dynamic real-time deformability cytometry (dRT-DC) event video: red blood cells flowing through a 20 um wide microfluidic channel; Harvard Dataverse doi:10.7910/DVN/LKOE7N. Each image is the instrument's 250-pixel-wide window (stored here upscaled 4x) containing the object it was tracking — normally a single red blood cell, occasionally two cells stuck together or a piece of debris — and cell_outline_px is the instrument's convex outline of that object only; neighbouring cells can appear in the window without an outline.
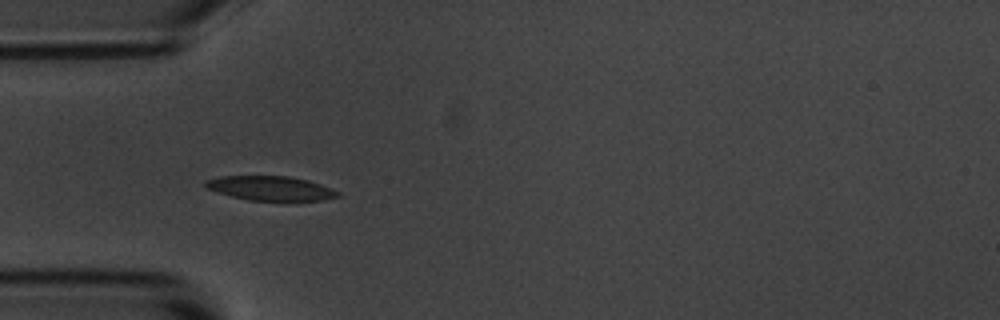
{"species": "common noctule bat (a hibernating species)", "species_latin": "Nyctalus noctula", "temperature_condition": "room temperature", "stored_images_in_passage": 5, "camera_frame_rate_fps": 3000, "um_per_image_px": 0.085, "animal": {"sex": "male", "body_mass_g": 20.1, "forearm_length_mm": 53.5}, "frame": {"image": 1, "passage_image": 4, "time_ms": 4.333, "image_size_px": [1000, 320], "cell_outline_px": [[340, 196], [324, 200], [248, 200], [216, 192], [208, 188], [204, 184], [204, 180], [220, 176], [288, 176], [308, 180], [320, 184], [340, 192]], "centroid_in_image_um": [22.98, 15.99], "position_along_channel_um": 62.0, "area_um2": 18.67}}